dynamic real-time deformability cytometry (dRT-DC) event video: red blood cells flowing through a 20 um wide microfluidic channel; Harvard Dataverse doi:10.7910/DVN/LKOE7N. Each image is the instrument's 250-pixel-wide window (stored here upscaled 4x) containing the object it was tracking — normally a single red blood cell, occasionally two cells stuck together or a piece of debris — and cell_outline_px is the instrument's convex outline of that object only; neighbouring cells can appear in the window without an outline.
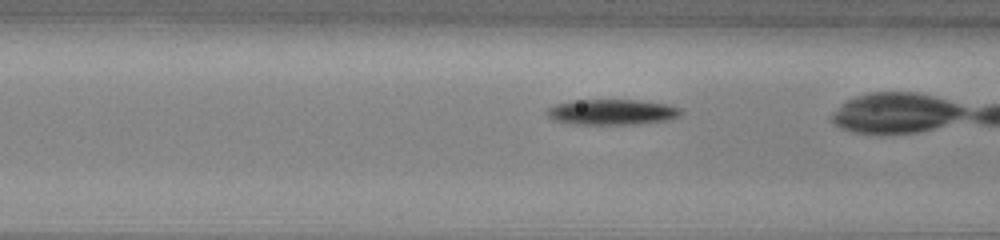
{"species": "common noctule bat (a hibernating species)", "species_latin": "Nyctalus noctula", "temperature_condition": "warm", "stored_images_in_passage": 24, "camera_frame_rate_fps": 3000, "um_per_image_px": 0.085, "animal": {"sex": "male", "body_mass_g": 13.0, "forearm_length_mm": 53.1}, "frame": {"image": 1, "passage_image": 4, "time_ms": 1.0, "image_size_px": [1000, 240], "cell_outline_px": [[684, 112], [680, 116], [672, 120], [636, 124], [576, 124], [556, 120], [548, 116], [548, 108], [556, 104], [576, 100], [636, 100], [668, 104], [680, 108]], "centroid_in_image_um": [52.12, 9.52], "position_along_channel_um": 114.5, "area_um2": 19.88}}
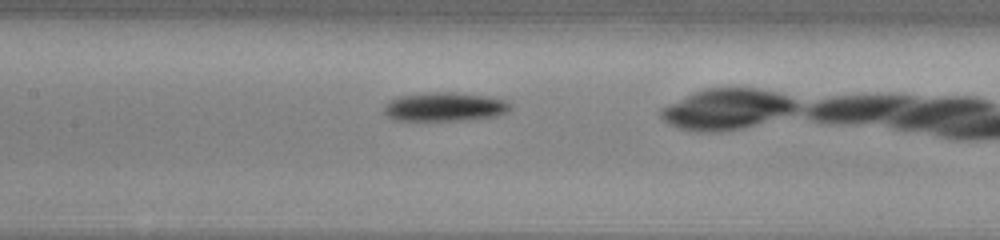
{"frame": {"image": 2, "passage_image": 8, "time_ms": 2.333, "image_size_px": [1000, 240], "cell_outline_px": [[512, 108], [496, 116], [460, 120], [396, 120], [388, 116], [384, 112], [384, 104], [388, 100], [396, 96], [424, 92], [456, 92], [492, 96], [508, 100], [512, 104]], "centroid_in_image_um": [37.8, 9.05], "position_along_channel_um": 169.6, "area_um2": 21.62}}